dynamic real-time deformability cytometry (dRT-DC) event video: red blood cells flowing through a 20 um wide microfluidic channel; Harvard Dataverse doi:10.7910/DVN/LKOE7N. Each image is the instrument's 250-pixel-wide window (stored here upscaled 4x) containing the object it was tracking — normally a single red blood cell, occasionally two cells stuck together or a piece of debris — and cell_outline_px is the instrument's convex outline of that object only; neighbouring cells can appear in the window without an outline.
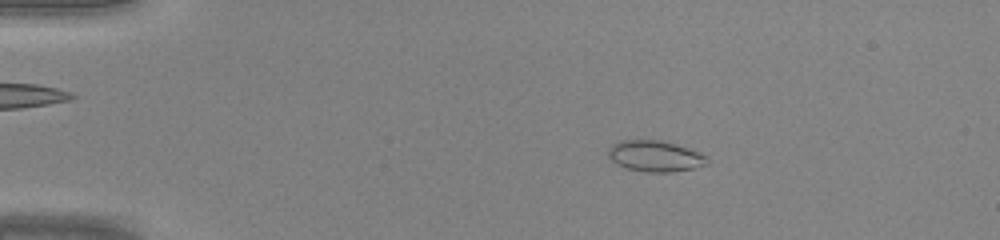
{"species": "common noctule bat (a hibernating species)", "species_latin": "Nyctalus noctula", "temperature_condition": "warm", "stored_images_in_passage": 46, "camera_frame_rate_fps": 3000, "um_per_image_px": 0.085, "animal": {"sex": "male", "body_mass_g": 20.0, "forearm_length_mm": 53.3}, "frame": {"image": 1, "passage_image": 9, "time_ms": 2.667, "image_size_px": [1000, 240], "cell_outline_px": [[708, 164], [696, 168], [672, 172], [644, 172], [624, 168], [616, 164], [608, 156], [608, 148], [612, 144], [620, 140], [660, 140], [688, 148], [700, 152], [708, 160]], "centroid_in_image_um": [55.66, 13.28], "position_along_channel_um": 29.3, "area_um2": 18.03}}
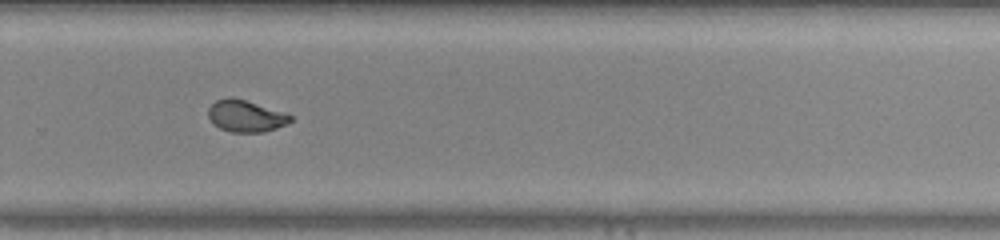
{"frame": {"image": 2, "passage_image": 32, "time_ms": 10.333, "image_size_px": [1000, 240], "cell_outline_px": [[292, 120], [288, 124], [264, 132], [232, 132], [220, 128], [212, 124], [208, 116], [208, 108], [216, 100], [228, 96], [232, 96], [284, 112], [292, 116]], "centroid_in_image_um": [20.87, 9.86], "position_along_channel_um": 308.9, "area_um2": 15.32}}
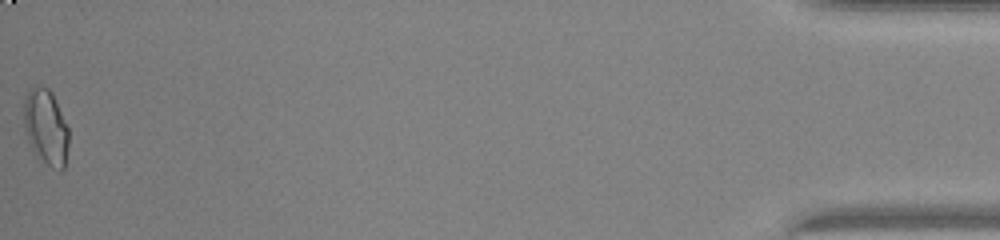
{"frame": {"image": 3, "passage_image": 46, "time_ms": 15.0, "image_size_px": [1000, 240], "cell_outline_px": [[68, 144], [64, 168], [60, 172], [52, 168], [36, 156], [28, 140], [24, 128], [24, 96], [28, 88], [48, 88], [52, 92], [68, 128]], "centroid_in_image_um": [3.89, 10.83], "position_along_channel_um": 431.3, "area_um2": 19.71}}